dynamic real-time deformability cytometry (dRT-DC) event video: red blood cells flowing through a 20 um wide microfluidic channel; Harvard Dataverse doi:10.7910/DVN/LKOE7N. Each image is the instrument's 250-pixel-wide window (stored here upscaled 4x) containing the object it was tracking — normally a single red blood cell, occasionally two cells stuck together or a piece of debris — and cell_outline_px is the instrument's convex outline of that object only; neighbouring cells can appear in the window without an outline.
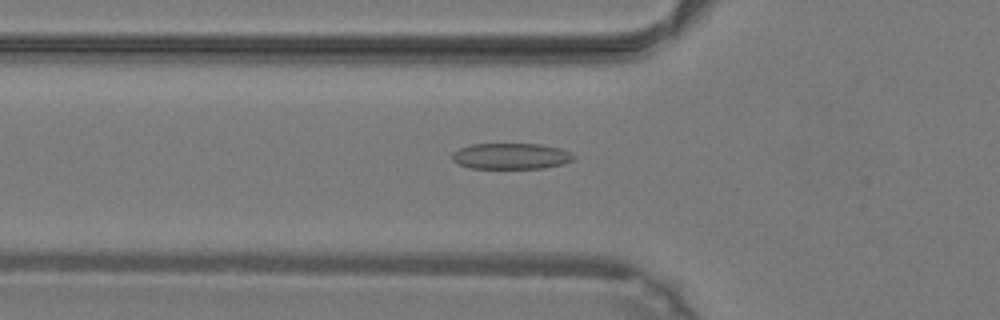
{"species": "common noctule bat (a hibernating species)", "species_latin": "Nyctalus noctula", "temperature_condition": "warm", "stored_images_in_passage": 40, "camera_frame_rate_fps": 3000, "um_per_image_px": 0.085, "animal": {"sex": "male", "body_mass_g": 19.2, "forearm_length_mm": 51.8}, "frame": {"image": 1, "passage_image": 9, "time_ms": 2.667, "image_size_px": [1000, 320], "cell_outline_px": [[576, 156], [572, 160], [564, 164], [544, 168], [468, 168], [452, 160], [452, 152], [460, 148], [472, 144], [540, 144], [560, 148]], "centroid_in_image_um": [43.43, 13.27], "position_along_channel_um": 82.4, "area_um2": 18.38}}
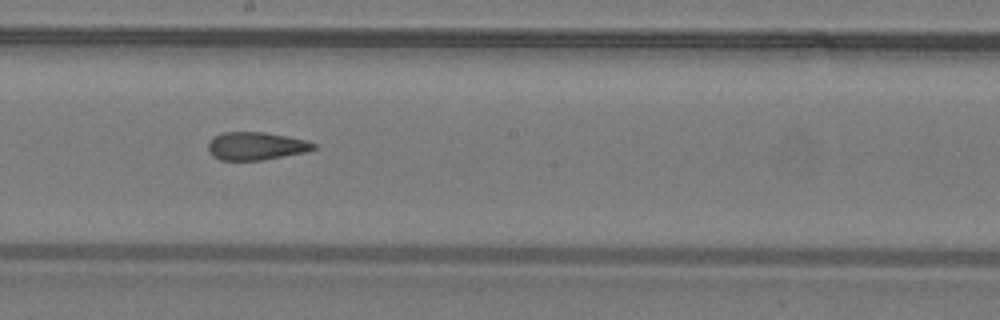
{"frame": {"image": 2, "passage_image": 19, "time_ms": 6.0, "image_size_px": [1000, 320], "cell_outline_px": [[316, 148], [304, 152], [260, 160], [220, 160], [212, 156], [208, 152], [208, 144], [216, 136], [224, 132], [264, 132], [288, 136], [308, 140], [316, 144]], "centroid_in_image_um": [21.77, 12.41], "position_along_channel_um": 226.4, "area_um2": 17.05}}
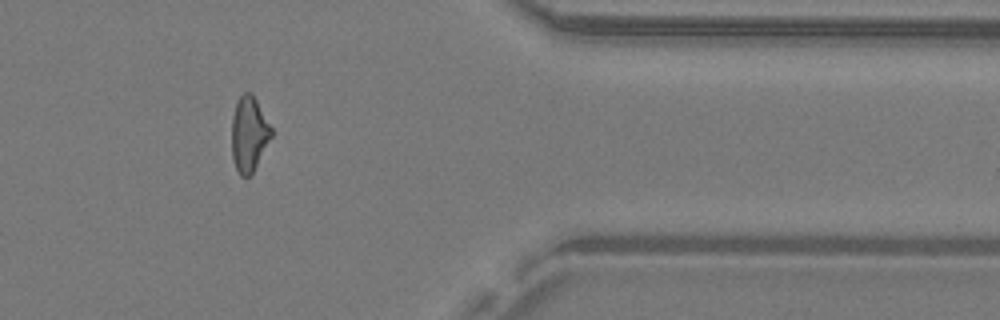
{"frame": {"image": 3, "passage_image": 32, "time_ms": 10.333, "image_size_px": [1000, 320], "cell_outline_px": [[272, 136], [252, 172], [248, 176], [240, 176], [232, 160], [232, 116], [236, 104], [240, 96], [244, 92], [252, 92], [272, 128]], "centroid_in_image_um": [21.15, 11.37], "position_along_channel_um": 390.2, "area_um2": 17.17}, "authors_computed_cell_mechanics": {"area_um2": 17.8602, "velocity_mm_per_s": 4.2982, "shape_relaxation_time_tau1_ms": null, "shape_relaxation_time_tau2_ms": 1.8939, "deformation_change_tau1": null, "deformation_change_tau2": 0.1121}}